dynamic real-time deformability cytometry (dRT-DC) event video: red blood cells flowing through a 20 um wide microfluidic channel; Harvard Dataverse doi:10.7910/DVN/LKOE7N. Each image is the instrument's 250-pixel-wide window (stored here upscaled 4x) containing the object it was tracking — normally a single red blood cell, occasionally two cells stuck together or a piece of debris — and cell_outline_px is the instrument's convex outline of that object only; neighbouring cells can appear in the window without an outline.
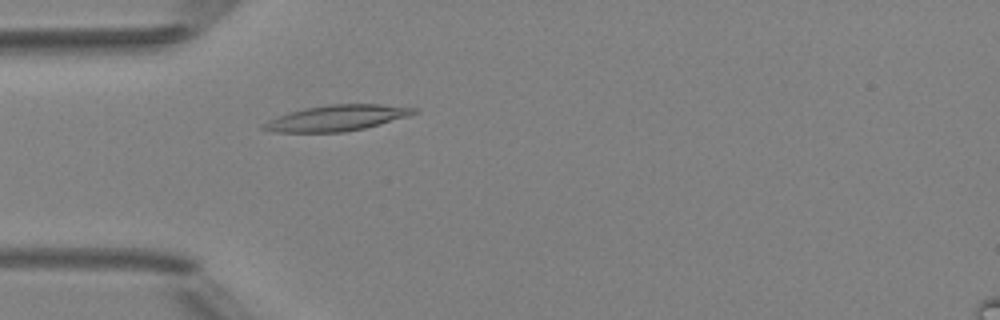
{"species": "Egyptian fruit bat (a non-hibernating species)", "species_latin": "Rousettus aegyptiacus", "temperature_condition": "room temperature", "stored_images_in_passage": 4, "camera_frame_rate_fps": 3000, "um_per_image_px": 0.085, "animal": {"sex": "female"}, "frame": {"image": 1, "passage_image": 4, "time_ms": 3.333, "image_size_px": [1000, 320], "cell_outline_px": [[420, 112], [408, 116], [380, 124], [364, 128], [344, 132], [272, 132], [260, 128], [260, 124], [268, 120], [288, 112], [304, 108], [328, 104], [380, 104], [416, 108]], "centroid_in_image_um": [28.59, 10.03], "position_along_channel_um": 56.4, "area_um2": 22.72}}